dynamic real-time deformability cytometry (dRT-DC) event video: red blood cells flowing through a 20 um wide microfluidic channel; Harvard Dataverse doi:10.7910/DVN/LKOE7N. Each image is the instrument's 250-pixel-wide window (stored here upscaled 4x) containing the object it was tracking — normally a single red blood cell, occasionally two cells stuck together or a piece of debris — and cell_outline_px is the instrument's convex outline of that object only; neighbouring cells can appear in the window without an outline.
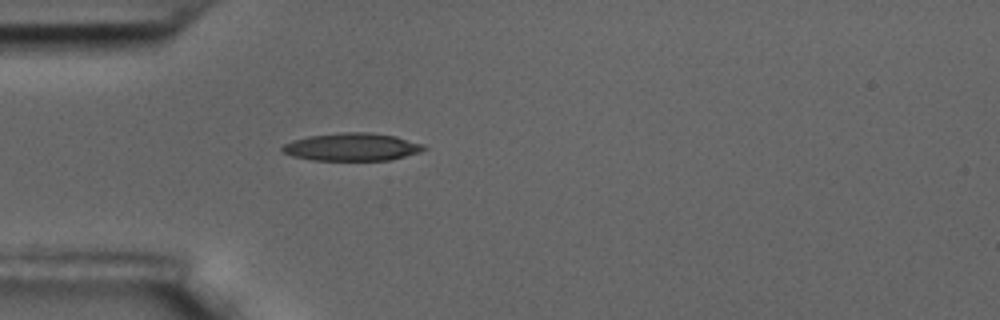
{"species": "common noctule bat (a hibernating species)", "species_latin": "Nyctalus noctula", "temperature_condition": "room temperature", "stored_images_in_passage": 1, "camera_frame_rate_fps": 3000, "um_per_image_px": 0.085, "animal": {"sex": "male", "body_mass_g": 17.5, "forearm_length_mm": 52.3}, "frame": {"image": 1, "passage_image": 1, "time_ms": 0.0, "image_size_px": [1000, 320], "cell_outline_px": [[428, 148], [420, 152], [388, 160], [312, 160], [292, 156], [280, 152], [280, 148], [284, 144], [292, 140], [308, 136], [344, 132], [368, 132], [396, 136], [424, 144]], "centroid_in_image_um": [29.89, 12.49], "position_along_channel_um": 55.1, "area_um2": 23.0}}